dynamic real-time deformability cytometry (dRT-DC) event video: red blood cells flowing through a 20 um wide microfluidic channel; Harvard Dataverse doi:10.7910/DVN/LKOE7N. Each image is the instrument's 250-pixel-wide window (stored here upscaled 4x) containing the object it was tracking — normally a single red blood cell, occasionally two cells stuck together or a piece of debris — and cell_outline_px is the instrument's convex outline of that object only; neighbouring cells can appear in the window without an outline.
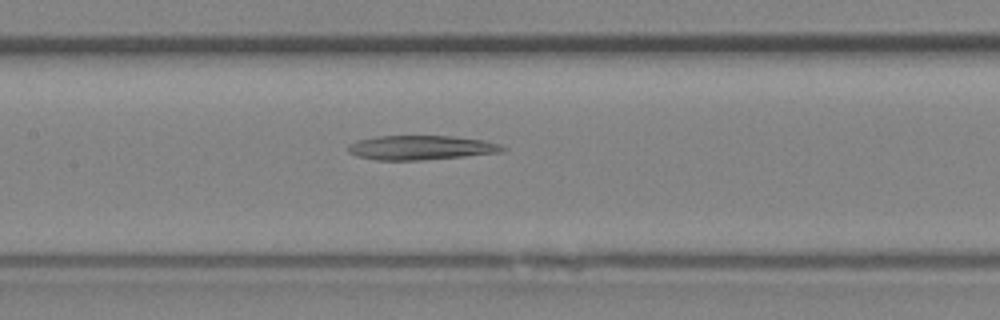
{"species": "Egyptian fruit bat (a non-hibernating species)", "species_latin": "Rousettus aegyptiacus", "temperature_condition": "room temperature", "stored_images_in_passage": 22, "camera_frame_rate_fps": 3000, "um_per_image_px": 0.085, "animal": {"sex": "female"}, "frame": {"image": 1, "passage_image": 7, "time_ms": 2.0, "image_size_px": [1000, 320], "cell_outline_px": [[508, 148], [504, 152], [464, 156], [420, 160], [376, 160], [356, 156], [348, 152], [348, 144], [356, 140], [376, 136], [452, 136], [484, 140], [500, 144]], "centroid_in_image_um": [35.78, 12.54], "position_along_channel_um": 171.6, "area_um2": 22.08}}
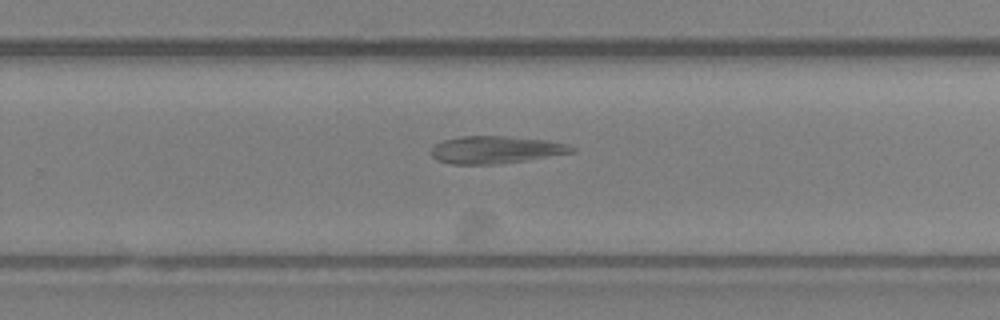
{"frame": {"image": 2, "passage_image": 13, "time_ms": 4.0, "image_size_px": [1000, 320], "cell_outline_px": [[576, 152], [524, 160], [496, 164], [452, 164], [436, 160], [428, 152], [436, 144], [444, 140], [460, 136], [504, 136], [548, 140], [568, 144], [576, 148]], "centroid_in_image_um": [42.13, 12.72], "position_along_channel_um": 287.7, "area_um2": 22.48}}
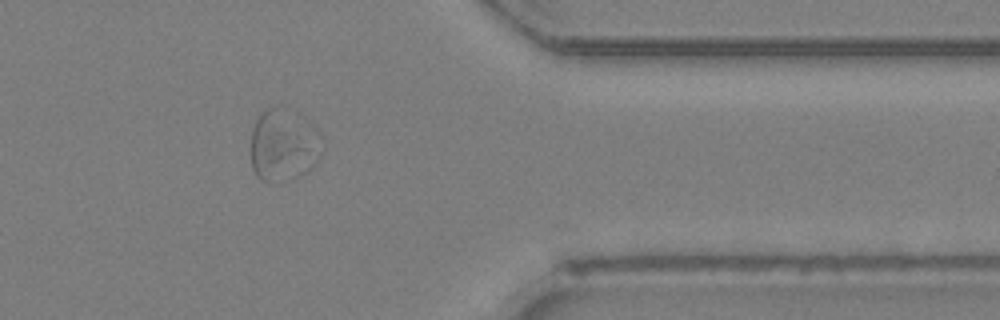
{"frame": {"image": 3, "passage_image": 19, "time_ms": 6.0, "image_size_px": [1000, 320], "cell_outline_px": [[324, 152], [312, 168], [308, 172], [268, 184], [260, 180], [256, 176], [252, 168], [252, 132], [256, 120], [260, 112], [268, 108], [272, 108], [308, 120], [324, 136]], "centroid_in_image_um": [24.15, 12.4], "position_along_channel_um": 387.2, "area_um2": 29.94}}